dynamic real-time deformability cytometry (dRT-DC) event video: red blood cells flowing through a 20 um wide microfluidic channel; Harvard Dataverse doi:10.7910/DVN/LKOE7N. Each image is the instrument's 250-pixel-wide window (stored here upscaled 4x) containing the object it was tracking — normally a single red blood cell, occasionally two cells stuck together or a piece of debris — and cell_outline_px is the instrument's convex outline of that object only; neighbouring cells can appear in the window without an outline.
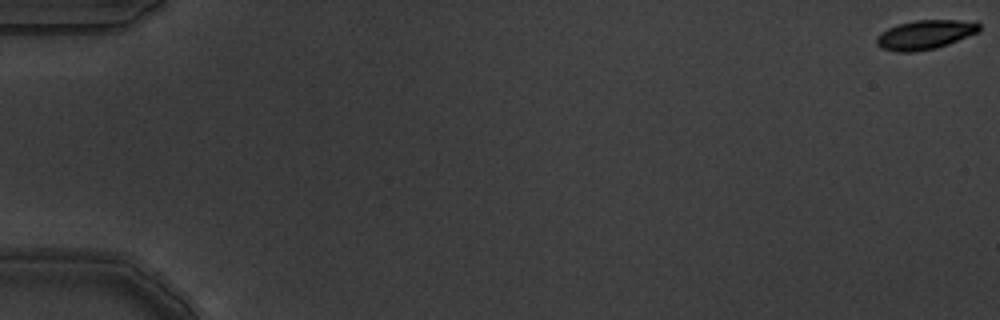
{"species": "common noctule bat (a hibernating species)", "species_latin": "Nyctalus noctula", "temperature_condition": "warm", "stored_images_in_passage": 6, "camera_frame_rate_fps": 3000, "um_per_image_px": 0.085, "animal": {"sex": "male", "body_mass_g": 19.5, "forearm_length_mm": 54.6}, "frame": {"image": 1, "passage_image": 1, "time_ms": 0.0, "image_size_px": [1000, 320], "cell_outline_px": [[980, 32], [948, 44], [936, 48], [912, 52], [896, 52], [880, 48], [876, 44], [876, 36], [880, 32], [888, 28], [900, 24], [916, 20], [956, 20], [980, 24]], "centroid_in_image_um": [78.59, 2.96], "position_along_channel_um": 6.4, "area_um2": 17.46}}
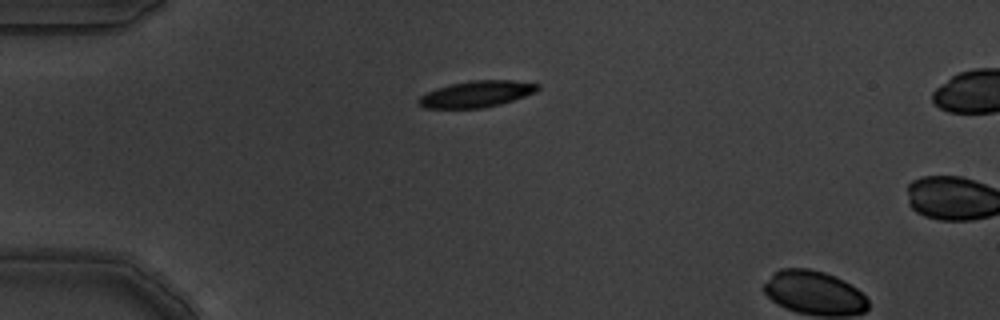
{"frame": {"image": 2, "passage_image": 5, "time_ms": 1.333, "image_size_px": [1000, 320], "cell_outline_px": [[540, 88], [536, 92], [500, 104], [484, 108], [424, 108], [416, 100], [420, 96], [436, 88], [452, 84], [472, 80], [512, 80], [540, 84]], "centroid_in_image_um": [40.52, 7.99], "position_along_channel_um": 44.5, "area_um2": 18.21}}